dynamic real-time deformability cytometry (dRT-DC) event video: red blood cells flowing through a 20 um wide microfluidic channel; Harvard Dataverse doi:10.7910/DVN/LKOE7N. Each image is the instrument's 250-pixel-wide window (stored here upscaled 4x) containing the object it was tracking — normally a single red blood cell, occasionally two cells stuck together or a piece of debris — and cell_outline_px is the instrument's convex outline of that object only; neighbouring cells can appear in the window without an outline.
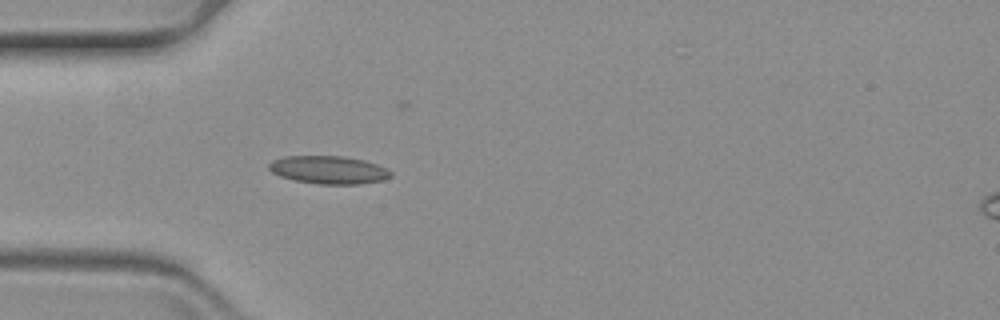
{"species": "common noctule bat (a hibernating species)", "species_latin": "Nyctalus noctula", "temperature_condition": "warm", "stored_images_in_passage": 19, "camera_frame_rate_fps": 3000, "um_per_image_px": 0.085, "animal": {"sex": "female", "body_mass_g": 19.3, "forearm_length_mm": 54.1}, "frame": {"image": 1, "passage_image": 16, "time_ms": 5.0, "image_size_px": [1000, 320], "cell_outline_px": [[392, 176], [384, 180], [360, 184], [316, 184], [292, 180], [280, 176], [272, 172], [268, 168], [268, 164], [272, 160], [284, 156], [344, 156], [364, 160], [376, 164], [392, 172]], "centroid_in_image_um": [27.91, 14.44], "position_along_channel_um": 57.1, "area_um2": 20.0}}